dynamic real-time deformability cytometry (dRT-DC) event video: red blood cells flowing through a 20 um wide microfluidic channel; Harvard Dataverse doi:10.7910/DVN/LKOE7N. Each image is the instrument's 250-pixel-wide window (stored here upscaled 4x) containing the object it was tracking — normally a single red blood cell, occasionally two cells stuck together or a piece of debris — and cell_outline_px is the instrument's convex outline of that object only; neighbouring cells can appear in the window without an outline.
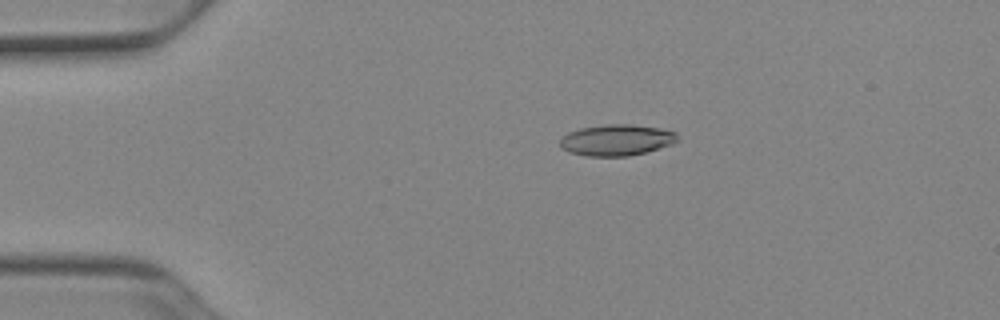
{"species": "Egyptian fruit bat (a non-hibernating species)", "species_latin": "Rousettus aegyptiacus", "temperature_condition": "cold", "stored_images_in_passage": 52, "camera_frame_rate_fps": 3000, "um_per_image_px": 0.085, "animal": {"sex": "female"}, "frame": {"image": 1, "passage_image": 11, "time_ms": 3.333, "image_size_px": [1000, 320], "cell_outline_px": [[680, 140], [672, 144], [644, 152], [628, 156], [588, 156], [568, 152], [560, 148], [560, 140], [568, 132], [580, 128], [608, 124], [632, 124], [660, 128], [676, 132]], "centroid_in_image_um": [52.41, 11.9], "position_along_channel_um": 32.6, "area_um2": 21.39}}
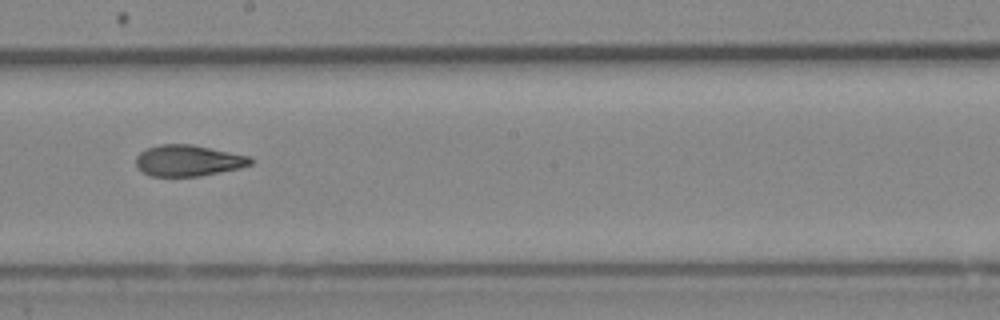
{"frame": {"image": 2, "passage_image": 30, "time_ms": 9.667, "image_size_px": [1000, 320], "cell_outline_px": [[256, 160], [252, 164], [240, 168], [200, 176], [152, 176], [144, 172], [136, 164], [136, 156], [140, 152], [148, 148], [160, 144], [192, 144], [252, 156]], "centroid_in_image_um": [16.07, 13.64], "position_along_channel_um": 232.1, "area_um2": 20.92}}
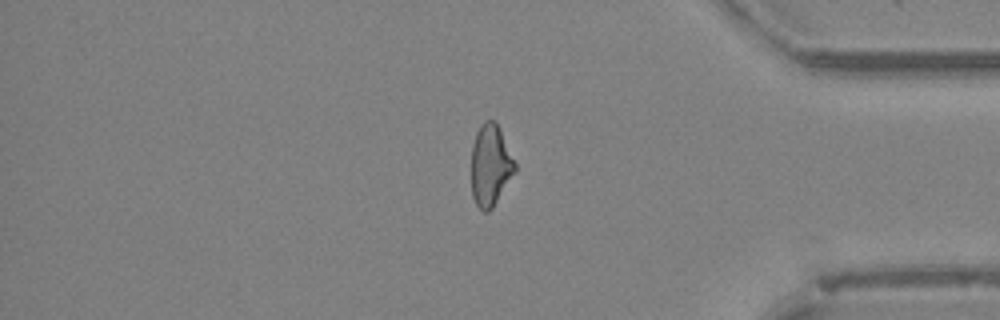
{"frame": {"image": 3, "passage_image": 44, "time_ms": 14.333, "image_size_px": [1000, 320], "cell_outline_px": [[516, 172], [492, 208], [488, 212], [484, 212], [476, 204], [472, 196], [472, 144], [476, 132], [480, 124], [484, 120], [492, 120], [496, 124], [516, 164]], "centroid_in_image_um": [41.67, 14.08], "position_along_channel_um": 393.5, "area_um2": 20.46}, "authors_computed_cell_mechanics": {"area_um2": 21.2704, "velocity_mm_per_s": 3.9405, "shape_relaxation_time_tau1_ms": 10.4972, "shape_relaxation_time_tau2_ms": 3.0828, "deformation_change_tau1": 0.2536, "deformation_change_tau2": 0.0997}}